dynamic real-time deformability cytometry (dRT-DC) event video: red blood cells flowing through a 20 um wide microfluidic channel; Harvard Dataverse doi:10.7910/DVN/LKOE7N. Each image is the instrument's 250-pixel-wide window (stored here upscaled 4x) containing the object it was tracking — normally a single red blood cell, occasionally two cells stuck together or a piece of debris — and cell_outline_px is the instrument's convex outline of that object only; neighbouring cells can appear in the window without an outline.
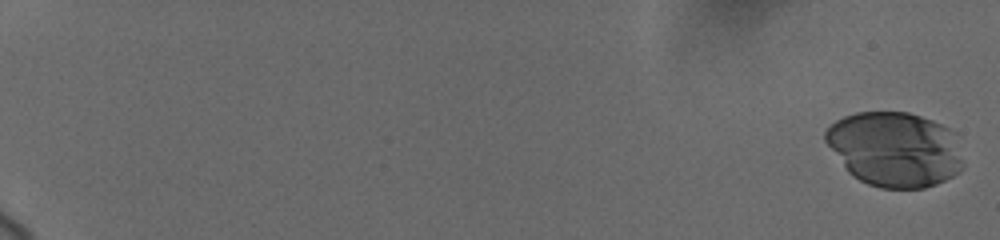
{"species": "human", "species_latin": "Homo sapiens", "temperature_condition": "cold", "stored_images_in_passage": 9, "camera_frame_rate_fps": 3000, "um_per_image_px": 0.085, "donor": {"sex": "female"}, "frame": {"image": 1, "passage_image": 1, "time_ms": 0.0, "image_size_px": [1000, 240], "cell_outline_px": [[964, 168], [960, 172], [936, 184], [924, 188], [880, 188], [868, 184], [852, 176], [848, 172], [824, 140], [824, 132], [836, 120], [844, 116], [856, 112], [908, 112], [932, 120], [948, 128], [964, 160]], "centroid_in_image_um": [76.04, 12.69], "position_along_channel_um": 9.0, "area_um2": 59.88}}